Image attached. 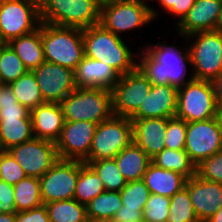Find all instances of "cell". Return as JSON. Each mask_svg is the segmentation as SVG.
Listing matches in <instances>:
<instances>
[{"label":"cell","mask_w":222,"mask_h":222,"mask_svg":"<svg viewBox=\"0 0 222 222\" xmlns=\"http://www.w3.org/2000/svg\"><path fill=\"white\" fill-rule=\"evenodd\" d=\"M119 193L125 208L131 209H144L151 194L143 179L129 181Z\"/></svg>","instance_id":"8d00e7d4"},{"label":"cell","mask_w":222,"mask_h":222,"mask_svg":"<svg viewBox=\"0 0 222 222\" xmlns=\"http://www.w3.org/2000/svg\"><path fill=\"white\" fill-rule=\"evenodd\" d=\"M215 118L217 120L219 130H220V133H221V137H222V109H218Z\"/></svg>","instance_id":"681fc988"},{"label":"cell","mask_w":222,"mask_h":222,"mask_svg":"<svg viewBox=\"0 0 222 222\" xmlns=\"http://www.w3.org/2000/svg\"><path fill=\"white\" fill-rule=\"evenodd\" d=\"M218 109H222V72L212 81Z\"/></svg>","instance_id":"bcb514c9"},{"label":"cell","mask_w":222,"mask_h":222,"mask_svg":"<svg viewBox=\"0 0 222 222\" xmlns=\"http://www.w3.org/2000/svg\"><path fill=\"white\" fill-rule=\"evenodd\" d=\"M114 159L127 182L143 179L151 162L147 153L134 142H131Z\"/></svg>","instance_id":"d4e9b609"},{"label":"cell","mask_w":222,"mask_h":222,"mask_svg":"<svg viewBox=\"0 0 222 222\" xmlns=\"http://www.w3.org/2000/svg\"><path fill=\"white\" fill-rule=\"evenodd\" d=\"M126 39L116 36L100 24L87 27L83 29L85 56L93 60L103 61L113 67L120 75L133 72L137 69L140 47L137 46L139 49L134 50V52Z\"/></svg>","instance_id":"7a4b0ae2"},{"label":"cell","mask_w":222,"mask_h":222,"mask_svg":"<svg viewBox=\"0 0 222 222\" xmlns=\"http://www.w3.org/2000/svg\"><path fill=\"white\" fill-rule=\"evenodd\" d=\"M166 222H200L185 187L170 198L169 214Z\"/></svg>","instance_id":"e575fe53"},{"label":"cell","mask_w":222,"mask_h":222,"mask_svg":"<svg viewBox=\"0 0 222 222\" xmlns=\"http://www.w3.org/2000/svg\"><path fill=\"white\" fill-rule=\"evenodd\" d=\"M163 41L156 40L155 44L145 43L140 47L137 68L152 84L179 88L194 79L188 46L185 43L180 48Z\"/></svg>","instance_id":"6da1fadb"},{"label":"cell","mask_w":222,"mask_h":222,"mask_svg":"<svg viewBox=\"0 0 222 222\" xmlns=\"http://www.w3.org/2000/svg\"><path fill=\"white\" fill-rule=\"evenodd\" d=\"M0 211L1 213H17L14 201V187L0 180Z\"/></svg>","instance_id":"7bdbcfd3"},{"label":"cell","mask_w":222,"mask_h":222,"mask_svg":"<svg viewBox=\"0 0 222 222\" xmlns=\"http://www.w3.org/2000/svg\"><path fill=\"white\" fill-rule=\"evenodd\" d=\"M154 22L151 5L133 0H104L101 2L99 24L116 36L141 29ZM145 25V26H144ZM143 26V27H142Z\"/></svg>","instance_id":"52a82bcc"},{"label":"cell","mask_w":222,"mask_h":222,"mask_svg":"<svg viewBox=\"0 0 222 222\" xmlns=\"http://www.w3.org/2000/svg\"><path fill=\"white\" fill-rule=\"evenodd\" d=\"M177 37L187 43L194 79L212 82L222 72V32L204 31Z\"/></svg>","instance_id":"8992f818"},{"label":"cell","mask_w":222,"mask_h":222,"mask_svg":"<svg viewBox=\"0 0 222 222\" xmlns=\"http://www.w3.org/2000/svg\"><path fill=\"white\" fill-rule=\"evenodd\" d=\"M169 206L170 197L150 194L144 207L143 220L148 222H166Z\"/></svg>","instance_id":"ab89813d"},{"label":"cell","mask_w":222,"mask_h":222,"mask_svg":"<svg viewBox=\"0 0 222 222\" xmlns=\"http://www.w3.org/2000/svg\"><path fill=\"white\" fill-rule=\"evenodd\" d=\"M133 1H139V2H143V3H145V4H148L149 3V1L152 3V5H151V7H153L154 5H153V2L155 1V0H133ZM153 1V2H152Z\"/></svg>","instance_id":"816d5d0a"},{"label":"cell","mask_w":222,"mask_h":222,"mask_svg":"<svg viewBox=\"0 0 222 222\" xmlns=\"http://www.w3.org/2000/svg\"><path fill=\"white\" fill-rule=\"evenodd\" d=\"M0 222H16V213H0Z\"/></svg>","instance_id":"7dc6e473"},{"label":"cell","mask_w":222,"mask_h":222,"mask_svg":"<svg viewBox=\"0 0 222 222\" xmlns=\"http://www.w3.org/2000/svg\"><path fill=\"white\" fill-rule=\"evenodd\" d=\"M195 175L222 184V150L200 161L195 166Z\"/></svg>","instance_id":"60d3db41"},{"label":"cell","mask_w":222,"mask_h":222,"mask_svg":"<svg viewBox=\"0 0 222 222\" xmlns=\"http://www.w3.org/2000/svg\"><path fill=\"white\" fill-rule=\"evenodd\" d=\"M187 122L177 117L167 119L164 144L172 150H185Z\"/></svg>","instance_id":"f35d334b"},{"label":"cell","mask_w":222,"mask_h":222,"mask_svg":"<svg viewBox=\"0 0 222 222\" xmlns=\"http://www.w3.org/2000/svg\"><path fill=\"white\" fill-rule=\"evenodd\" d=\"M14 187V201L16 211H27L43 205L40 179L27 176Z\"/></svg>","instance_id":"f546056e"},{"label":"cell","mask_w":222,"mask_h":222,"mask_svg":"<svg viewBox=\"0 0 222 222\" xmlns=\"http://www.w3.org/2000/svg\"><path fill=\"white\" fill-rule=\"evenodd\" d=\"M122 206L119 192L105 190L86 205L88 221H111Z\"/></svg>","instance_id":"4316f807"},{"label":"cell","mask_w":222,"mask_h":222,"mask_svg":"<svg viewBox=\"0 0 222 222\" xmlns=\"http://www.w3.org/2000/svg\"><path fill=\"white\" fill-rule=\"evenodd\" d=\"M32 119L30 110L22 106L8 84L0 86V119Z\"/></svg>","instance_id":"d590c367"},{"label":"cell","mask_w":222,"mask_h":222,"mask_svg":"<svg viewBox=\"0 0 222 222\" xmlns=\"http://www.w3.org/2000/svg\"><path fill=\"white\" fill-rule=\"evenodd\" d=\"M50 222H89L86 205L73 199L45 204Z\"/></svg>","instance_id":"1f68e13d"},{"label":"cell","mask_w":222,"mask_h":222,"mask_svg":"<svg viewBox=\"0 0 222 222\" xmlns=\"http://www.w3.org/2000/svg\"><path fill=\"white\" fill-rule=\"evenodd\" d=\"M7 151L30 177H42L59 159L54 142L35 137Z\"/></svg>","instance_id":"4fadbf2b"},{"label":"cell","mask_w":222,"mask_h":222,"mask_svg":"<svg viewBox=\"0 0 222 222\" xmlns=\"http://www.w3.org/2000/svg\"><path fill=\"white\" fill-rule=\"evenodd\" d=\"M104 191L105 187L97 173L87 163L79 161V176L74 199L80 204L87 205Z\"/></svg>","instance_id":"83f0119b"},{"label":"cell","mask_w":222,"mask_h":222,"mask_svg":"<svg viewBox=\"0 0 222 222\" xmlns=\"http://www.w3.org/2000/svg\"><path fill=\"white\" fill-rule=\"evenodd\" d=\"M196 0H155L154 5H158L162 11H159L155 9L154 7H151V12L154 20H157V18L160 15L161 12L172 15V20L175 24H178L182 18L189 12V10L192 8Z\"/></svg>","instance_id":"74e56055"},{"label":"cell","mask_w":222,"mask_h":222,"mask_svg":"<svg viewBox=\"0 0 222 222\" xmlns=\"http://www.w3.org/2000/svg\"><path fill=\"white\" fill-rule=\"evenodd\" d=\"M144 209L125 208L123 205L112 218V222H142Z\"/></svg>","instance_id":"f6af8a7d"},{"label":"cell","mask_w":222,"mask_h":222,"mask_svg":"<svg viewBox=\"0 0 222 222\" xmlns=\"http://www.w3.org/2000/svg\"><path fill=\"white\" fill-rule=\"evenodd\" d=\"M65 121H91L99 124L111 118L112 92L104 88H76L61 102Z\"/></svg>","instance_id":"5b68a950"},{"label":"cell","mask_w":222,"mask_h":222,"mask_svg":"<svg viewBox=\"0 0 222 222\" xmlns=\"http://www.w3.org/2000/svg\"><path fill=\"white\" fill-rule=\"evenodd\" d=\"M222 150V137L216 118L188 122L185 151L195 166Z\"/></svg>","instance_id":"5bb4252c"},{"label":"cell","mask_w":222,"mask_h":222,"mask_svg":"<svg viewBox=\"0 0 222 222\" xmlns=\"http://www.w3.org/2000/svg\"><path fill=\"white\" fill-rule=\"evenodd\" d=\"M8 85L17 98V101L30 111L38 105L45 103L32 71H28Z\"/></svg>","instance_id":"f1b7e54d"},{"label":"cell","mask_w":222,"mask_h":222,"mask_svg":"<svg viewBox=\"0 0 222 222\" xmlns=\"http://www.w3.org/2000/svg\"><path fill=\"white\" fill-rule=\"evenodd\" d=\"M26 177L24 169L13 156L7 150H3L0 153V180L14 185Z\"/></svg>","instance_id":"b9f144b4"},{"label":"cell","mask_w":222,"mask_h":222,"mask_svg":"<svg viewBox=\"0 0 222 222\" xmlns=\"http://www.w3.org/2000/svg\"><path fill=\"white\" fill-rule=\"evenodd\" d=\"M218 108L211 81L192 79L178 88L175 117L188 122L214 118Z\"/></svg>","instance_id":"9c48e42d"},{"label":"cell","mask_w":222,"mask_h":222,"mask_svg":"<svg viewBox=\"0 0 222 222\" xmlns=\"http://www.w3.org/2000/svg\"><path fill=\"white\" fill-rule=\"evenodd\" d=\"M40 88L44 102L61 103L76 89L74 71L51 62H43L32 70Z\"/></svg>","instance_id":"2e32d148"},{"label":"cell","mask_w":222,"mask_h":222,"mask_svg":"<svg viewBox=\"0 0 222 222\" xmlns=\"http://www.w3.org/2000/svg\"><path fill=\"white\" fill-rule=\"evenodd\" d=\"M100 0H39L41 22L86 29L100 22Z\"/></svg>","instance_id":"277c9868"},{"label":"cell","mask_w":222,"mask_h":222,"mask_svg":"<svg viewBox=\"0 0 222 222\" xmlns=\"http://www.w3.org/2000/svg\"><path fill=\"white\" fill-rule=\"evenodd\" d=\"M222 0H196L189 12L175 25L178 36L217 30Z\"/></svg>","instance_id":"ac0fdd59"},{"label":"cell","mask_w":222,"mask_h":222,"mask_svg":"<svg viewBox=\"0 0 222 222\" xmlns=\"http://www.w3.org/2000/svg\"><path fill=\"white\" fill-rule=\"evenodd\" d=\"M133 124V142L152 159L164 148L167 127L165 118L130 119Z\"/></svg>","instance_id":"7402d4cb"},{"label":"cell","mask_w":222,"mask_h":222,"mask_svg":"<svg viewBox=\"0 0 222 222\" xmlns=\"http://www.w3.org/2000/svg\"><path fill=\"white\" fill-rule=\"evenodd\" d=\"M151 88L152 83L138 68L121 75L111 90L114 115L130 118L139 109Z\"/></svg>","instance_id":"7c38bea8"},{"label":"cell","mask_w":222,"mask_h":222,"mask_svg":"<svg viewBox=\"0 0 222 222\" xmlns=\"http://www.w3.org/2000/svg\"><path fill=\"white\" fill-rule=\"evenodd\" d=\"M143 180L151 194L171 198L176 192L185 187L187 178L180 173L162 169L150 162Z\"/></svg>","instance_id":"603a6c76"},{"label":"cell","mask_w":222,"mask_h":222,"mask_svg":"<svg viewBox=\"0 0 222 222\" xmlns=\"http://www.w3.org/2000/svg\"><path fill=\"white\" fill-rule=\"evenodd\" d=\"M133 142V124L129 117L113 115L97 125L89 156L84 161L115 158Z\"/></svg>","instance_id":"ba28073f"},{"label":"cell","mask_w":222,"mask_h":222,"mask_svg":"<svg viewBox=\"0 0 222 222\" xmlns=\"http://www.w3.org/2000/svg\"><path fill=\"white\" fill-rule=\"evenodd\" d=\"M22 60L28 71L45 62L41 39V24L29 34L14 38L7 43Z\"/></svg>","instance_id":"cb8c5ba5"},{"label":"cell","mask_w":222,"mask_h":222,"mask_svg":"<svg viewBox=\"0 0 222 222\" xmlns=\"http://www.w3.org/2000/svg\"><path fill=\"white\" fill-rule=\"evenodd\" d=\"M83 162L97 173L107 191L120 192L128 183L119 171L114 158Z\"/></svg>","instance_id":"d6a6232c"},{"label":"cell","mask_w":222,"mask_h":222,"mask_svg":"<svg viewBox=\"0 0 222 222\" xmlns=\"http://www.w3.org/2000/svg\"><path fill=\"white\" fill-rule=\"evenodd\" d=\"M40 24L39 0H0V43L29 34Z\"/></svg>","instance_id":"30bf717a"},{"label":"cell","mask_w":222,"mask_h":222,"mask_svg":"<svg viewBox=\"0 0 222 222\" xmlns=\"http://www.w3.org/2000/svg\"><path fill=\"white\" fill-rule=\"evenodd\" d=\"M35 138L56 142L64 126L61 103L45 102L30 111Z\"/></svg>","instance_id":"44dd1931"},{"label":"cell","mask_w":222,"mask_h":222,"mask_svg":"<svg viewBox=\"0 0 222 222\" xmlns=\"http://www.w3.org/2000/svg\"><path fill=\"white\" fill-rule=\"evenodd\" d=\"M45 61L76 69L85 56L83 29L41 22Z\"/></svg>","instance_id":"3957f363"},{"label":"cell","mask_w":222,"mask_h":222,"mask_svg":"<svg viewBox=\"0 0 222 222\" xmlns=\"http://www.w3.org/2000/svg\"><path fill=\"white\" fill-rule=\"evenodd\" d=\"M27 72L15 51L7 43H0V83L10 84Z\"/></svg>","instance_id":"836d02e7"},{"label":"cell","mask_w":222,"mask_h":222,"mask_svg":"<svg viewBox=\"0 0 222 222\" xmlns=\"http://www.w3.org/2000/svg\"><path fill=\"white\" fill-rule=\"evenodd\" d=\"M120 74L103 61L86 56L74 70L76 88H104L112 90L119 81Z\"/></svg>","instance_id":"ffe728a7"},{"label":"cell","mask_w":222,"mask_h":222,"mask_svg":"<svg viewBox=\"0 0 222 222\" xmlns=\"http://www.w3.org/2000/svg\"><path fill=\"white\" fill-rule=\"evenodd\" d=\"M79 176V160L58 159L40 177L43 204L74 198Z\"/></svg>","instance_id":"8fae6325"},{"label":"cell","mask_w":222,"mask_h":222,"mask_svg":"<svg viewBox=\"0 0 222 222\" xmlns=\"http://www.w3.org/2000/svg\"><path fill=\"white\" fill-rule=\"evenodd\" d=\"M205 222H222V207Z\"/></svg>","instance_id":"c3c4849f"},{"label":"cell","mask_w":222,"mask_h":222,"mask_svg":"<svg viewBox=\"0 0 222 222\" xmlns=\"http://www.w3.org/2000/svg\"><path fill=\"white\" fill-rule=\"evenodd\" d=\"M185 188L200 222H205L222 207V184L194 175L187 179Z\"/></svg>","instance_id":"e0dca14e"},{"label":"cell","mask_w":222,"mask_h":222,"mask_svg":"<svg viewBox=\"0 0 222 222\" xmlns=\"http://www.w3.org/2000/svg\"><path fill=\"white\" fill-rule=\"evenodd\" d=\"M217 31L222 32V10L220 12V17H219V21H218V25H217Z\"/></svg>","instance_id":"f907efd6"},{"label":"cell","mask_w":222,"mask_h":222,"mask_svg":"<svg viewBox=\"0 0 222 222\" xmlns=\"http://www.w3.org/2000/svg\"><path fill=\"white\" fill-rule=\"evenodd\" d=\"M151 162L162 169L180 173L187 179L195 175V164L190 160L185 150L164 148L151 159Z\"/></svg>","instance_id":"4dcf8cb0"},{"label":"cell","mask_w":222,"mask_h":222,"mask_svg":"<svg viewBox=\"0 0 222 222\" xmlns=\"http://www.w3.org/2000/svg\"><path fill=\"white\" fill-rule=\"evenodd\" d=\"M34 138L32 119H0V144L3 150Z\"/></svg>","instance_id":"484cf974"},{"label":"cell","mask_w":222,"mask_h":222,"mask_svg":"<svg viewBox=\"0 0 222 222\" xmlns=\"http://www.w3.org/2000/svg\"><path fill=\"white\" fill-rule=\"evenodd\" d=\"M16 222H50L45 204L27 211L16 213Z\"/></svg>","instance_id":"ee69618b"},{"label":"cell","mask_w":222,"mask_h":222,"mask_svg":"<svg viewBox=\"0 0 222 222\" xmlns=\"http://www.w3.org/2000/svg\"><path fill=\"white\" fill-rule=\"evenodd\" d=\"M3 151L2 147H1V144H0V153Z\"/></svg>","instance_id":"f5cc1de1"},{"label":"cell","mask_w":222,"mask_h":222,"mask_svg":"<svg viewBox=\"0 0 222 222\" xmlns=\"http://www.w3.org/2000/svg\"><path fill=\"white\" fill-rule=\"evenodd\" d=\"M178 88L170 84H152L151 91L130 119L175 117Z\"/></svg>","instance_id":"d6986e66"},{"label":"cell","mask_w":222,"mask_h":222,"mask_svg":"<svg viewBox=\"0 0 222 222\" xmlns=\"http://www.w3.org/2000/svg\"><path fill=\"white\" fill-rule=\"evenodd\" d=\"M97 123L65 121L60 137L55 142L60 159L84 161L89 156Z\"/></svg>","instance_id":"9a60e30c"}]
</instances>
